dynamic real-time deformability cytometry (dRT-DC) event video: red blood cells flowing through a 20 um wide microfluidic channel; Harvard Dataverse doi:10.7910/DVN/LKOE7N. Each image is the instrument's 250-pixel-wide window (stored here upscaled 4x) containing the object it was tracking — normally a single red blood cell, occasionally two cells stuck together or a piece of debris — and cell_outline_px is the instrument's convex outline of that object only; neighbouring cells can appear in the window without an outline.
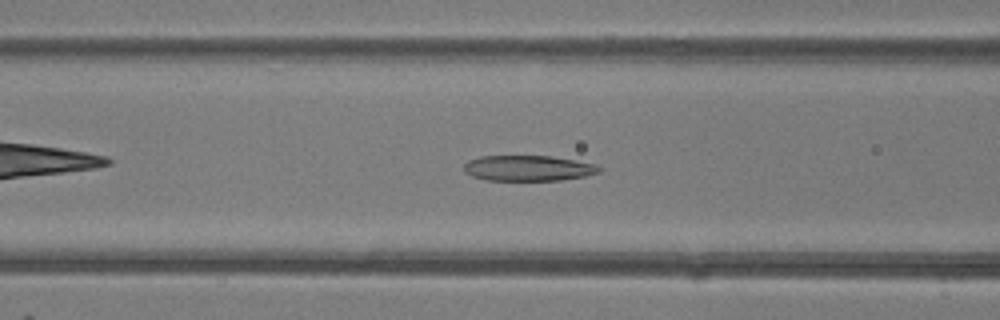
{"species": "common noctule bat (a hibernating species)", "species_latin": "Nyctalus noctula", "temperature_condition": "room temperature", "stored_images_in_passage": 39, "camera_frame_rate_fps": 3000, "um_per_image_px": 0.085, "animal": {"sex": "female"}, "frame": {"image": 1, "passage_image": 9, "time_ms": 2.667, "image_size_px": [1000, 320], "cell_outline_px": [[604, 168], [600, 172], [584, 176], [560, 180], [488, 180], [472, 176], [464, 172], [464, 164], [468, 160], [480, 156], [552, 156], [596, 164]], "centroid_in_image_um": [44.91, 14.29], "position_along_channel_um": 121.7, "area_um2": 20.17}}
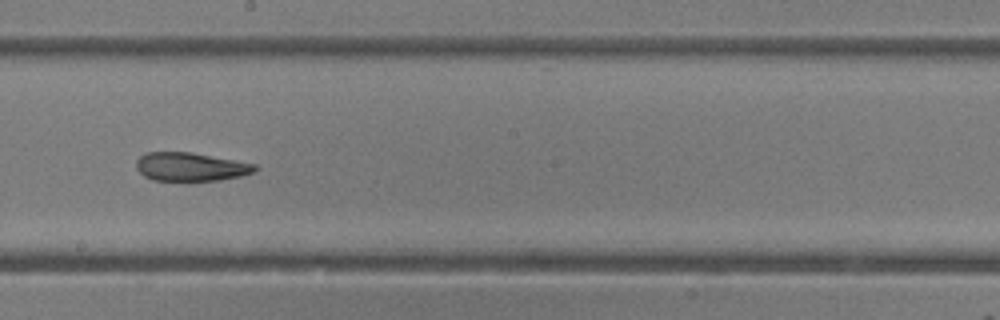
{"frame": {"image": 2, "passage_image": 17, "time_ms": 5.333, "image_size_px": [1000, 320], "cell_outline_px": [[260, 168], [256, 172], [240, 176], [220, 180], [188, 184], [152, 180], [144, 176], [136, 168], [136, 160], [144, 152], [192, 152], [256, 164]], "centroid_in_image_um": [16.2, 14.23], "position_along_channel_um": 232.0, "area_um2": 20.81}}
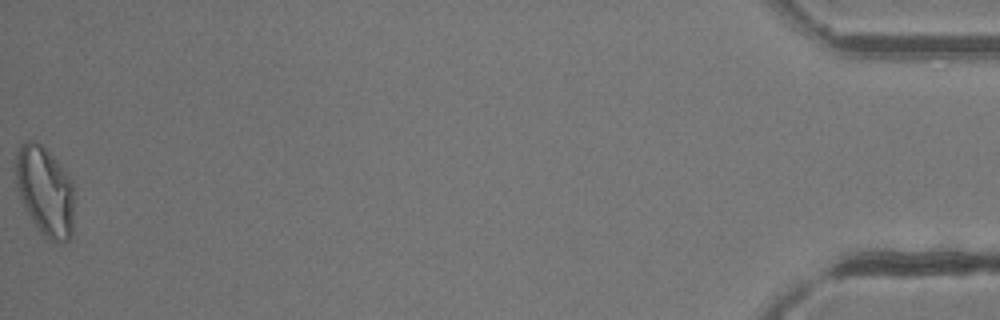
{"frame": {"image": 3, "passage_image": 39, "time_ms": 12.667, "image_size_px": [1000, 320], "cell_outline_px": [[72, 232], [68, 240], [60, 244], [44, 236], [32, 220], [20, 196], [16, 184], [16, 152], [20, 144], [24, 140], [36, 140], [56, 160], [72, 180]], "centroid_in_image_um": [3.81, 16.22], "position_along_channel_um": 431.4, "area_um2": 30.0}, "authors_computed_cell_mechanics": {"area_um2": 21.7328, "velocity_mm_per_s": 4.1336, "shape_relaxation_time_tau1_ms": null, "shape_relaxation_time_tau2_ms": 1.424, "deformation_change_tau1": null, "deformation_change_tau2": 0.0928}}